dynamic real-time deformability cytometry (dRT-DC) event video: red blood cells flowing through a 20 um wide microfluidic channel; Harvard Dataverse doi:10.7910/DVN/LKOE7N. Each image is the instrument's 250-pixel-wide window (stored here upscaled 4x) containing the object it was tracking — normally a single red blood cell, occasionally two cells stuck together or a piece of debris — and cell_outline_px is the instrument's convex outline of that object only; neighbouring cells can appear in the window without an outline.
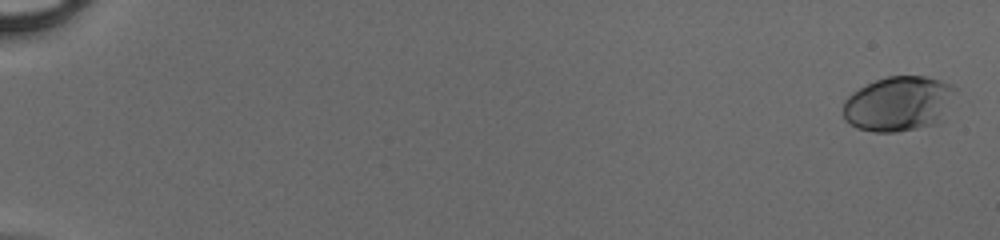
{"species": "human", "species_latin": "Homo sapiens", "temperature_condition": "cold", "stored_images_in_passage": 52, "camera_frame_rate_fps": 3000, "um_per_image_px": 0.085, "donor": {"sex": "male"}, "frame": {"image": 1, "passage_image": 2, "time_ms": 0.333, "image_size_px": [1000, 240], "cell_outline_px": [[956, 88], [944, 120], [936, 124], [896, 132], [872, 132], [856, 128], [844, 120], [844, 100], [852, 92], [876, 80], [888, 76], [928, 76], [952, 84]], "centroid_in_image_um": [76.39, 8.82], "position_along_channel_um": 8.6, "area_um2": 36.18}}
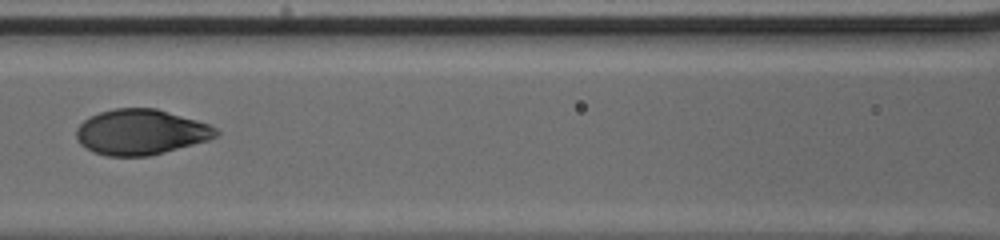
{"frame": {"image": 2, "passage_image": 27, "time_ms": 8.667, "image_size_px": [1000, 240], "cell_outline_px": [[220, 132], [216, 136], [208, 140], [164, 152], [148, 156], [108, 156], [92, 152], [80, 144], [76, 136], [76, 128], [84, 120], [100, 112], [116, 108], [156, 108], [196, 120], [208, 124], [216, 128]], "centroid_in_image_um": [11.95, 11.23], "position_along_channel_um": 154.6, "area_um2": 36.76}}
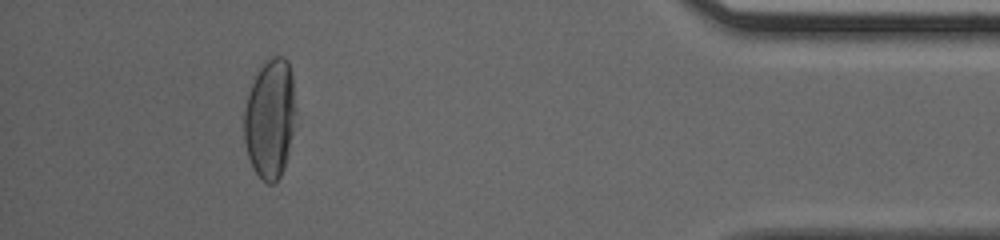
{"frame": {"image": 3, "passage_image": 48, "time_ms": 15.667, "image_size_px": [1000, 240], "cell_outline_px": [[296, 112], [288, 152], [284, 168], [280, 176], [272, 184], [268, 184], [252, 168], [248, 156], [244, 140], [244, 108], [256, 68], [264, 60], [272, 56], [284, 56], [288, 60], [292, 76], [296, 108]], "centroid_in_image_um": [22.94, 10.01], "position_along_channel_um": 412.3, "area_um2": 36.41}}